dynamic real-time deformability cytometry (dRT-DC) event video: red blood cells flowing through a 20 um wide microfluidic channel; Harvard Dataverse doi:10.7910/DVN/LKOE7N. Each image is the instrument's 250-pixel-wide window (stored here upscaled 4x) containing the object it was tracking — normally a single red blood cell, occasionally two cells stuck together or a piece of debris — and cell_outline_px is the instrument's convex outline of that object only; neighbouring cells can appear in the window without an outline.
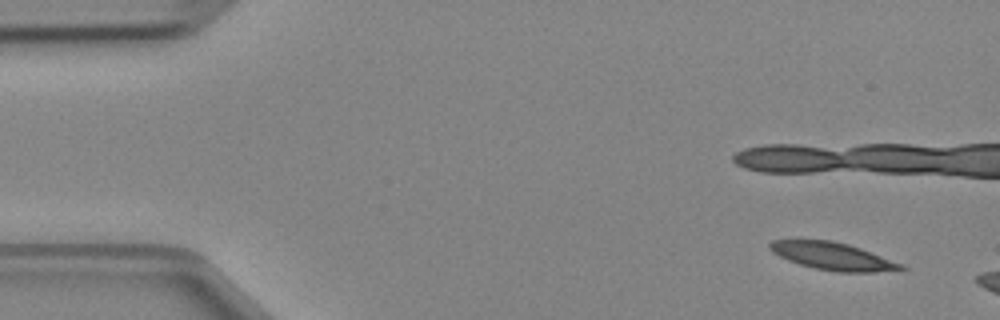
{"species": "Egyptian fruit bat (a non-hibernating species)", "species_latin": "Rousettus aegyptiacus", "temperature_condition": "cold", "stored_images_in_passage": 4, "camera_frame_rate_fps": 3000, "um_per_image_px": 0.085, "animal": {"sex": "female"}, "frame": {"image": 1, "passage_image": 1, "time_ms": 0.0, "image_size_px": [1000, 320], "cell_outline_px": [[908, 268], [876, 272], [836, 272], [816, 268], [800, 264], [788, 260], [772, 252], [768, 248], [768, 244], [772, 240], [832, 240], [848, 244], [860, 248], [904, 264]], "centroid_in_image_um": [70.78, 21.77], "position_along_channel_um": 14.2, "area_um2": 20.92}}